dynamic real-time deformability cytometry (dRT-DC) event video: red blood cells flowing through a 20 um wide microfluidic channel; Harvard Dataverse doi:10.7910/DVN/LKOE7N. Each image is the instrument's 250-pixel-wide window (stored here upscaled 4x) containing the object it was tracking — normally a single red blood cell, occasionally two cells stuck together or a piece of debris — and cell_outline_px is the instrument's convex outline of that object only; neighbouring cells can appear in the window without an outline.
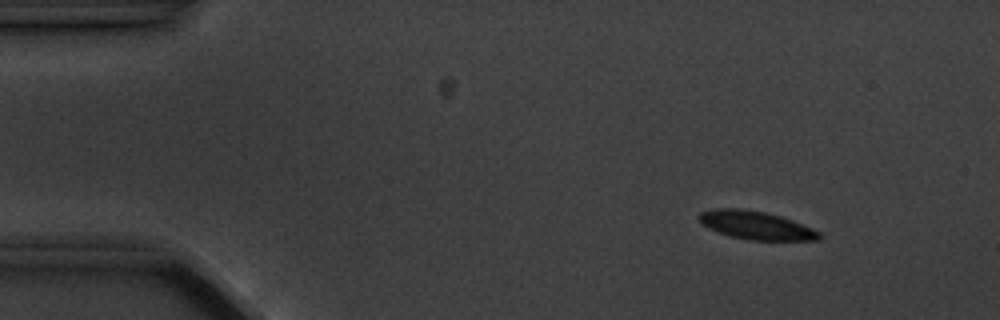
{"species": "common noctule bat (a hibernating species)", "species_latin": "Nyctalus noctula", "temperature_condition": "cold", "stored_images_in_passage": 8, "camera_frame_rate_fps": 3000, "um_per_image_px": 0.085, "animal": {"sex": "male", "body_mass_g": 20.1, "forearm_length_mm": 53.5}, "frame": {"image": 1, "passage_image": 2, "time_ms": 2.0, "image_size_px": [1000, 320], "cell_outline_px": [[824, 236], [820, 240], [748, 240], [732, 236], [708, 228], [696, 216], [700, 212], [716, 208], [740, 208], [764, 212], [780, 216], [792, 220], [812, 228], [820, 232]], "centroid_in_image_um": [64.29, 19.15], "position_along_channel_um": 20.7, "area_um2": 19.71}}
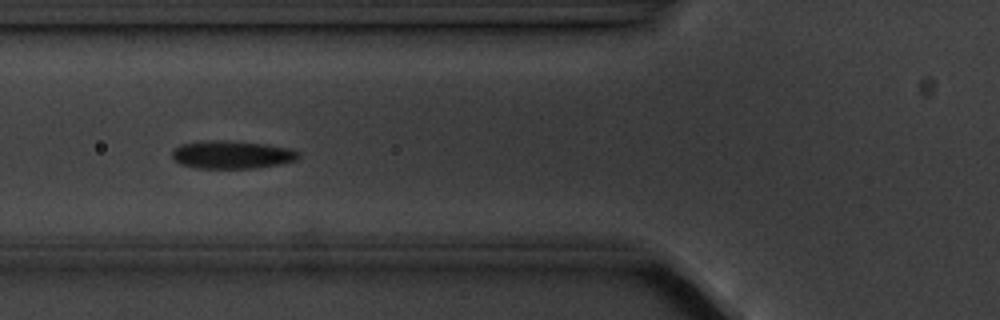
{"frame": {"image": 2, "passage_image": 6, "time_ms": 6.667, "image_size_px": [1000, 320], "cell_outline_px": [[300, 156], [296, 160], [280, 164], [252, 168], [196, 168], [180, 164], [172, 160], [172, 152], [180, 144], [212, 140], [224, 140], [268, 144], [292, 148], [300, 152]], "centroid_in_image_um": [19.73, 13.14], "position_along_channel_um": 106.1, "area_um2": 20.75}}